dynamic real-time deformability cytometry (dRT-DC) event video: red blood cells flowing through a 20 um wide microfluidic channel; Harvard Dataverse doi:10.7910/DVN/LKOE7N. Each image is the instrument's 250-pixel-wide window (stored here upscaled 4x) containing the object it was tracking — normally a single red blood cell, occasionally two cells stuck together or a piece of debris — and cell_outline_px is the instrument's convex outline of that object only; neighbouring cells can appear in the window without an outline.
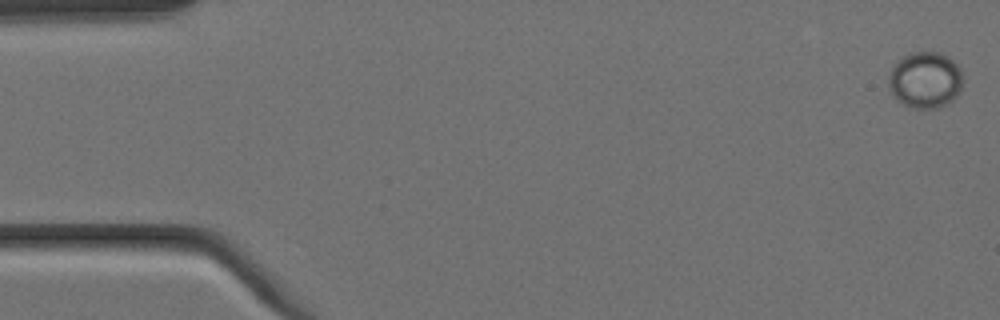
{"species": "Egyptian fruit bat (a non-hibernating species)", "species_latin": "Rousettus aegyptiacus", "temperature_condition": "cold", "stored_images_in_passage": 6, "camera_frame_rate_fps": 3000, "um_per_image_px": 0.085, "animal": {"sex": "female"}, "frame": {"image": 1, "passage_image": 1, "time_ms": 0.0, "image_size_px": [1000, 320], "cell_outline_px": [[964, 80], [960, 92], [952, 100], [940, 108], [912, 108], [896, 100], [888, 84], [888, 76], [892, 68], [900, 56], [912, 52], [940, 52], [948, 56], [960, 68]], "centroid_in_image_um": [78.65, 6.79], "position_along_channel_um": 6.3, "area_um2": 24.74}}